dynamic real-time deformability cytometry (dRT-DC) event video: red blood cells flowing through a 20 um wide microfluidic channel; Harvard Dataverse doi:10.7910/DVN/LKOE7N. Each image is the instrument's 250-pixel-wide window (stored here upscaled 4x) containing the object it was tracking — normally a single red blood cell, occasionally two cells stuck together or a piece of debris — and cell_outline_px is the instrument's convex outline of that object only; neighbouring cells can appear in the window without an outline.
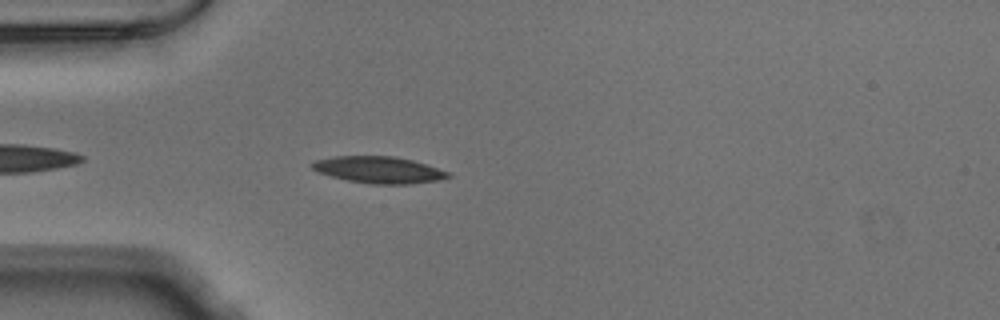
{"species": "Egyptian fruit bat (a non-hibernating species)", "species_latin": "Rousettus aegyptiacus", "temperature_condition": "warm", "stored_images_in_passage": 9, "camera_frame_rate_fps": 3000, "um_per_image_px": 0.085, "animal": {"sex": "male"}, "frame": {"image": 1, "passage_image": 4, "time_ms": 1.0, "image_size_px": [1000, 320], "cell_outline_px": [[452, 176], [440, 180], [408, 184], [372, 184], [348, 180], [332, 176], [320, 172], [312, 168], [312, 164], [316, 160], [336, 156], [396, 156], [412, 160], [452, 172]], "centroid_in_image_um": [32.28, 14.43], "position_along_channel_um": 52.7, "area_um2": 21.04}}
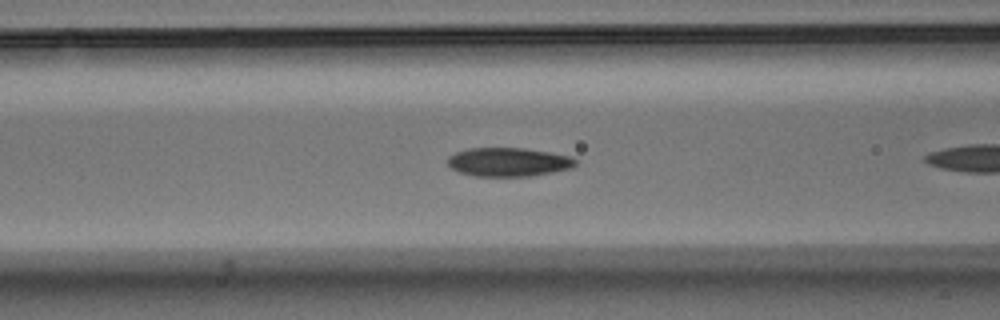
{"frame": {"image": 2, "passage_image": 7, "time_ms": 2.0, "image_size_px": [1000, 320], "cell_outline_px": [[576, 164], [572, 168], [552, 172], [528, 176], [472, 176], [460, 172], [452, 168], [448, 164], [448, 156], [456, 152], [468, 148], [524, 148], [572, 156], [576, 160]], "centroid_in_image_um": [43.22, 13.77], "position_along_channel_um": 123.4, "area_um2": 21.39}}